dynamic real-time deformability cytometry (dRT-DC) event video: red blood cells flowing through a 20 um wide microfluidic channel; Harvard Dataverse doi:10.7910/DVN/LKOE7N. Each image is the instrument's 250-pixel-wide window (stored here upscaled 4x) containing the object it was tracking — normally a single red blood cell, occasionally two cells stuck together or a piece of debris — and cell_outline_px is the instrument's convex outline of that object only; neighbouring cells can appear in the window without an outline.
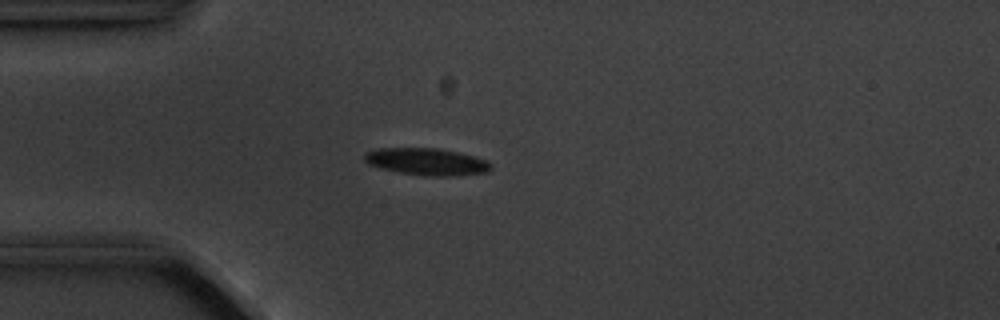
{"species": "common noctule bat (a hibernating species)", "species_latin": "Nyctalus noctula", "temperature_condition": "cold", "stored_images_in_passage": 4, "camera_frame_rate_fps": 3000, "um_per_image_px": 0.085, "animal": {"sex": "male", "body_mass_g": 20.1, "forearm_length_mm": 53.5}, "frame": {"image": 1, "passage_image": 3, "time_ms": 3.333, "image_size_px": [1000, 320], "cell_outline_px": [[492, 168], [488, 172], [448, 176], [424, 176], [400, 172], [380, 168], [368, 164], [364, 160], [364, 152], [376, 148], [436, 148], [476, 156], [488, 160], [492, 164]], "centroid_in_image_um": [36.27, 13.74], "position_along_channel_um": 48.7, "area_um2": 20.06}}